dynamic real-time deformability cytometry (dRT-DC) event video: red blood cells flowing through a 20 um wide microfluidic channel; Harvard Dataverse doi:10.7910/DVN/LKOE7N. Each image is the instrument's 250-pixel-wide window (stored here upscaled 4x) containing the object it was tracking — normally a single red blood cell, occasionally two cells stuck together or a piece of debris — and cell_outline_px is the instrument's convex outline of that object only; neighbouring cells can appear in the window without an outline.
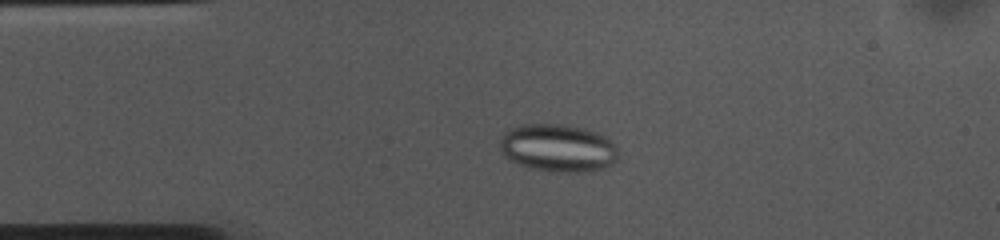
{"species": "common noctule bat (a hibernating species)", "species_latin": "Nyctalus noctula", "temperature_condition": "cold", "stored_images_in_passage": 53, "camera_frame_rate_fps": 3000, "um_per_image_px": 0.085, "animal": {"sex": "female", "body_mass_g": 10.0, "forearm_length_mm": 53.1}, "frame": {"image": 1, "passage_image": 11, "time_ms": 3.333, "image_size_px": [1000, 240], "cell_outline_px": [[616, 160], [612, 164], [588, 172], [564, 172], [528, 168], [504, 156], [500, 148], [500, 136], [508, 128], [520, 124], [560, 124], [584, 128], [596, 132], [604, 136], [616, 144]], "centroid_in_image_um": [47.39, 12.56], "position_along_channel_um": 37.6, "area_um2": 32.95}}
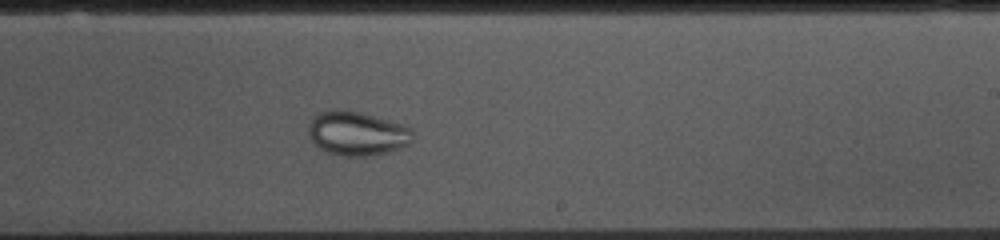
{"frame": {"image": 2, "passage_image": 31, "time_ms": 10.0, "image_size_px": [1000, 240], "cell_outline_px": [[412, 140], [408, 144], [400, 148], [372, 156], [340, 156], [328, 152], [320, 148], [312, 140], [308, 132], [308, 124], [312, 116], [320, 112], [332, 108], [340, 108], [360, 112], [388, 120], [412, 128]], "centroid_in_image_um": [30.31, 11.32], "position_along_channel_um": 258.7, "area_um2": 26.93}}
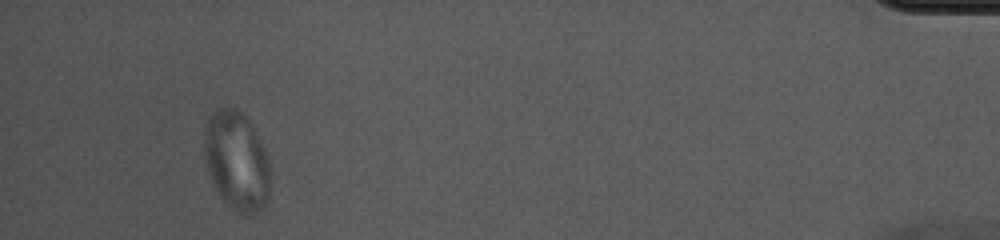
{"frame": {"image": 3, "passage_image": 50, "time_ms": 16.333, "image_size_px": [1000, 240], "cell_outline_px": [[268, 200], [252, 216], [244, 216], [232, 208], [220, 196], [208, 172], [204, 156], [204, 128], [208, 116], [216, 108], [236, 108], [248, 120], [264, 148], [268, 156]], "centroid_in_image_um": [20.08, 13.66], "position_along_channel_um": 415.1, "area_um2": 37.74}}